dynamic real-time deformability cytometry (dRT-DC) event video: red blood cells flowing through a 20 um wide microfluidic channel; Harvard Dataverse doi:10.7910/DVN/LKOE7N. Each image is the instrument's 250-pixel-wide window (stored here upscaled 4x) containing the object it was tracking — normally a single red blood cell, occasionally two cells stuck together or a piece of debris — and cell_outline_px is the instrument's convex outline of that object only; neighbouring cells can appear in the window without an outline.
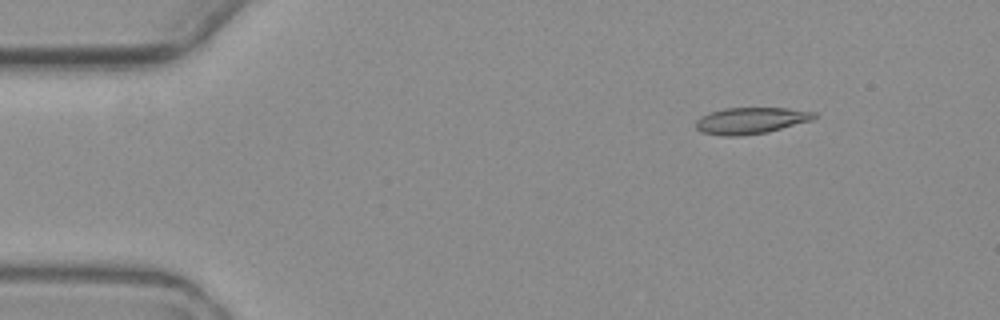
{"species": "common noctule bat (a hibernating species)", "species_latin": "Nyctalus noctula", "temperature_condition": "warm", "stored_images_in_passage": 6, "camera_frame_rate_fps": 3000, "um_per_image_px": 0.085, "animal": {"sex": "female", "body_mass_g": 19.3, "forearm_length_mm": 54.1}, "frame": {"image": 1, "passage_image": 2, "time_ms": 2.333, "image_size_px": [1000, 320], "cell_outline_px": [[816, 116], [812, 120], [768, 132], [736, 136], [724, 136], [700, 132], [696, 128], [696, 120], [700, 116], [724, 108], [788, 108], [816, 112]], "centroid_in_image_um": [63.81, 10.25], "position_along_channel_um": 21.2, "area_um2": 18.21}}
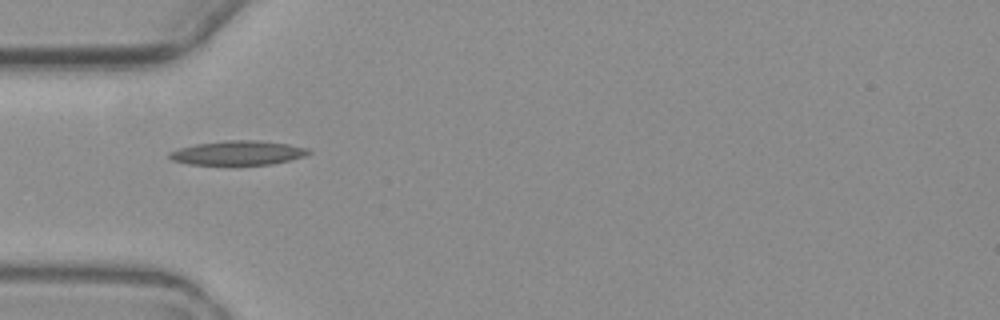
{"frame": {"image": 2, "passage_image": 5, "time_ms": 6.0, "image_size_px": [1000, 320], "cell_outline_px": [[312, 152], [304, 156], [272, 164], [188, 164], [172, 160], [168, 156], [168, 152], [180, 148], [196, 144], [228, 140], [260, 140], [288, 144], [308, 148]], "centroid_in_image_um": [20.23, 12.98], "position_along_channel_um": 64.8, "area_um2": 19.48}}
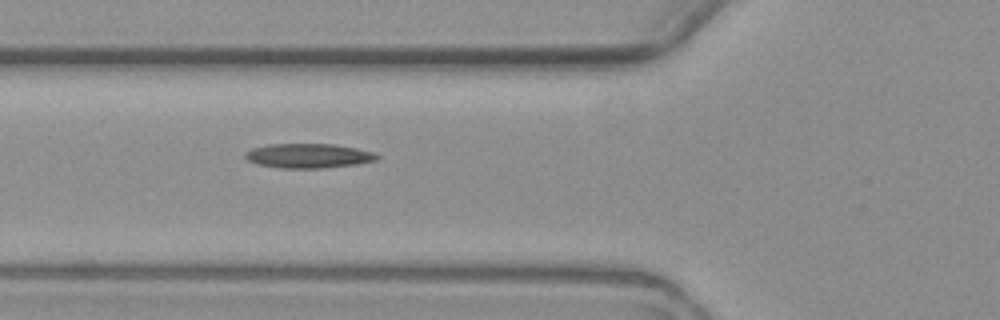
{"frame": {"image": 3, "passage_image": 6, "time_ms": 7.0, "image_size_px": [1000, 320], "cell_outline_px": [[380, 156], [376, 160], [356, 164], [324, 168], [280, 168], [260, 164], [248, 160], [244, 156], [244, 152], [252, 148], [268, 144], [332, 144], [356, 148], [372, 152]], "centroid_in_image_um": [26.2, 13.24], "position_along_channel_um": 99.6, "area_um2": 18.67}}